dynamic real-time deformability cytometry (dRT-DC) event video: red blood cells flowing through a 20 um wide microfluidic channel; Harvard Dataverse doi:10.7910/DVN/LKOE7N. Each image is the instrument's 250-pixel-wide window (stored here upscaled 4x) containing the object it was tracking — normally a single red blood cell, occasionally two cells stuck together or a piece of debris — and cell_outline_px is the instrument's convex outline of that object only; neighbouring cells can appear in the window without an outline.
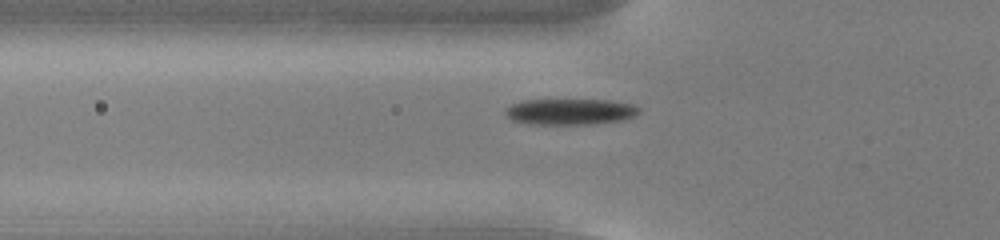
{"species": "common noctule bat (a hibernating species)", "species_latin": "Nyctalus noctula", "temperature_condition": "cold", "stored_images_in_passage": 46, "camera_frame_rate_fps": 3000, "um_per_image_px": 0.085, "animal": {"sex": "male", "body_mass_g": 13.0, "forearm_length_mm": 53.1}, "frame": {"image": 1, "passage_image": 10, "time_ms": 3.0, "image_size_px": [1000, 240], "cell_outline_px": [[640, 112], [624, 120], [592, 124], [528, 124], [512, 120], [504, 112], [504, 108], [512, 104], [524, 100], [608, 100], [632, 104], [640, 108]], "centroid_in_image_um": [48.45, 9.49], "position_along_channel_um": 77.4, "area_um2": 20.29}}
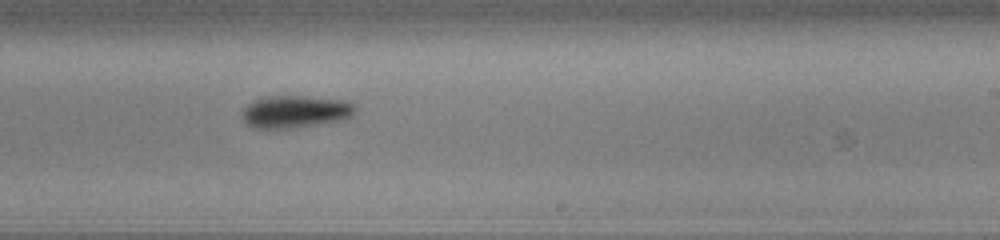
{"frame": {"image": 2, "passage_image": 25, "time_ms": 8.0, "image_size_px": [1000, 240], "cell_outline_px": [[356, 112], [352, 116], [344, 120], [296, 128], [256, 128], [248, 124], [240, 116], [240, 112], [252, 100], [264, 96], [304, 96], [344, 100], [356, 104]], "centroid_in_image_um": [25.11, 9.49], "position_along_channel_um": 263.9, "area_um2": 21.73}}
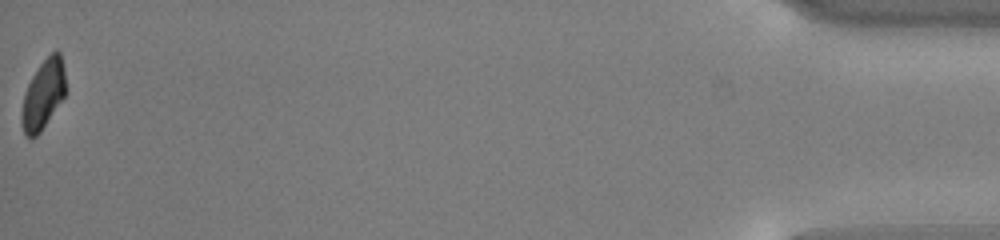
{"frame": {"image": 3, "passage_image": 46, "time_ms": 15.0, "image_size_px": [1000, 240], "cell_outline_px": [[64, 96], [40, 132], [36, 136], [28, 140], [24, 132], [20, 120], [20, 116], [24, 92], [32, 76], [40, 64], [56, 48], [60, 52], [64, 68]], "centroid_in_image_um": [3.64, 8.04], "position_along_channel_um": 431.6, "area_um2": 17.63}, "authors_computed_cell_mechanics": {"area_um2": 20.2011, "velocity_mm_per_s": 3.7366, "shape_relaxation_time_tau1_ms": 1.8819, "shape_relaxation_time_tau2_ms": null, "deformation_change_tau1": 0.1157, "deformation_change_tau2": null}}